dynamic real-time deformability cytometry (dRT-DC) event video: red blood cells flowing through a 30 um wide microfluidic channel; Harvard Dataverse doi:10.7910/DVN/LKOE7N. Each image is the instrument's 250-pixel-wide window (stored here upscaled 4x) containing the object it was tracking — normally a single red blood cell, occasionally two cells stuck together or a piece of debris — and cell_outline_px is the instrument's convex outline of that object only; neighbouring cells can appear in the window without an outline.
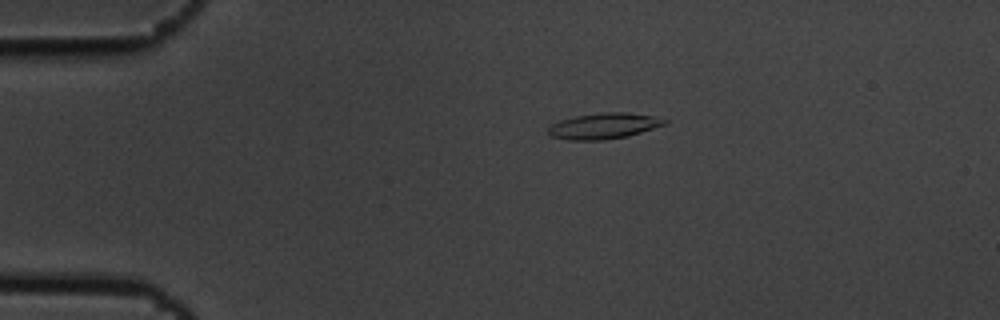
{"species": "common noctule bat (a hibernating species)", "species_latin": "Nyctalus noctula", "temperature_condition": "cold", "stored_images_in_passage": 11, "camera_frame_rate_fps": 3000, "um_per_image_px": 0.085, "animal": {"sex": "male", "body_mass_g": 19.5, "forearm_length_mm": 54.6}, "frame": {"image": 1, "passage_image": 1, "time_ms": 0.0, "image_size_px": [1000, 320], "cell_outline_px": [[668, 124], [628, 136], [604, 140], [568, 140], [548, 136], [548, 128], [552, 124], [560, 120], [576, 116], [604, 112], [628, 112], [652, 116], [668, 120]], "centroid_in_image_um": [51.32, 10.71], "position_along_channel_um": 33.7, "area_um2": 17.63}}
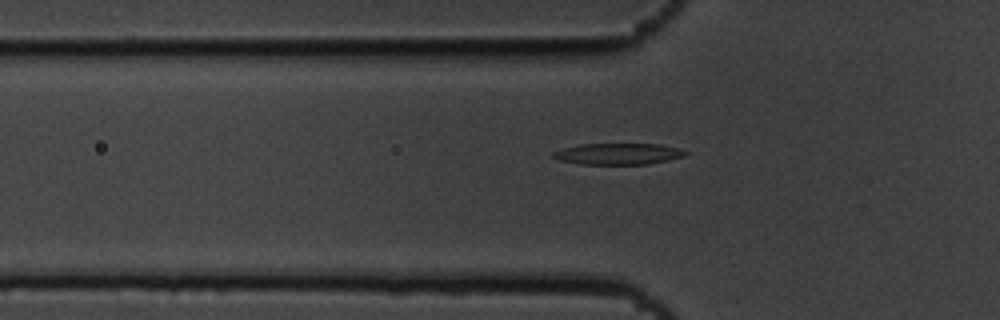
{"frame": {"image": 2, "passage_image": 8, "time_ms": 2.333, "image_size_px": [1000, 320], "cell_outline_px": [[688, 152], [684, 156], [668, 160], [648, 164], [580, 164], [560, 160], [552, 156], [552, 152], [564, 148], [580, 144], [660, 144], [676, 148]], "centroid_in_image_um": [52.53, 13.08], "position_along_channel_um": 73.3, "area_um2": 16.24}}
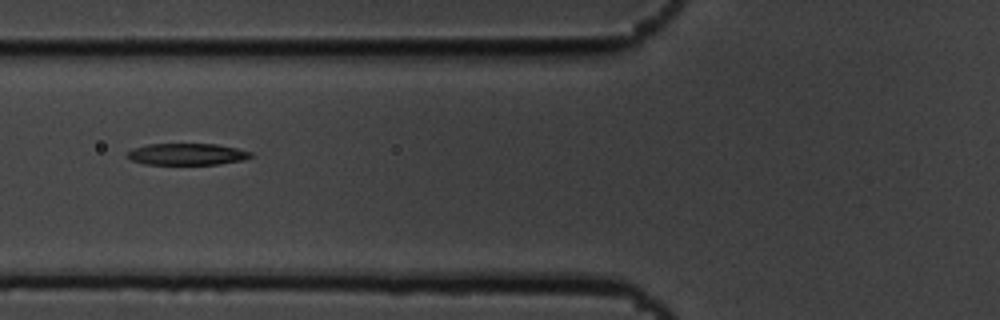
{"frame": {"image": 3, "passage_image": 11, "time_ms": 3.333, "image_size_px": [1000, 320], "cell_outline_px": [[252, 156], [240, 160], [216, 164], [144, 164], [132, 160], [124, 156], [132, 148], [148, 144], [216, 144], [236, 148], [252, 152]], "centroid_in_image_um": [15.83, 13.1], "position_along_channel_um": 110.0, "area_um2": 15.43}}